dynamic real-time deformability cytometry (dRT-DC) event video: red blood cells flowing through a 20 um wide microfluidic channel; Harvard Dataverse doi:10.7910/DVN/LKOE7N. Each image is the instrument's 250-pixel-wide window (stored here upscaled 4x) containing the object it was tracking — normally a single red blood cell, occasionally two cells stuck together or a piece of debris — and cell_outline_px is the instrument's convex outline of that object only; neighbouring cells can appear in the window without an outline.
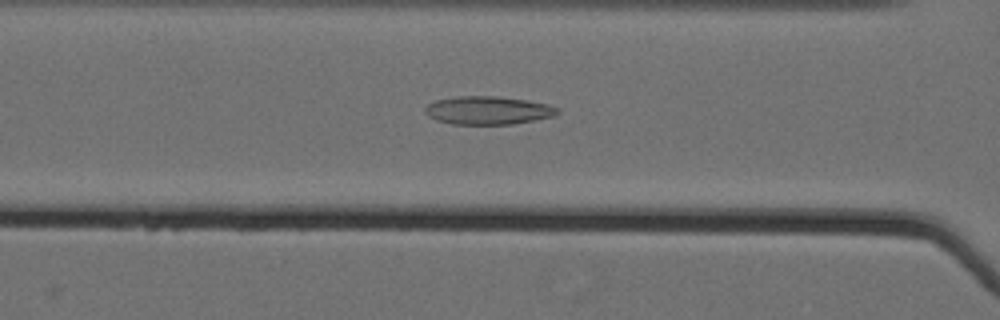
{"species": "Egyptian fruit bat (a non-hibernating species)", "species_latin": "Rousettus aegyptiacus", "temperature_condition": "cold", "stored_images_in_passage": 61, "camera_frame_rate_fps": 3000, "um_per_image_px": 0.085, "animal": {"sex": "female"}, "frame": {"image": 1, "passage_image": 30, "time_ms": 9.667, "image_size_px": [1000, 320], "cell_outline_px": [[560, 112], [556, 116], [512, 124], [452, 124], [436, 120], [428, 116], [424, 112], [424, 108], [428, 104], [436, 100], [456, 96], [496, 96], [524, 100], [548, 104], [560, 108]], "centroid_in_image_um": [41.48, 9.38], "position_along_channel_um": 125.1, "area_um2": 21.85}}
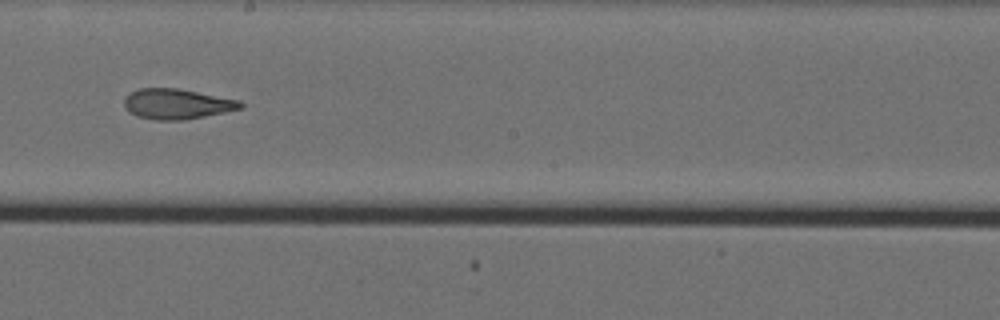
{"frame": {"image": 2, "passage_image": 39, "time_ms": 12.667, "image_size_px": [1000, 320], "cell_outline_px": [[244, 108], [184, 120], [156, 120], [136, 116], [124, 104], [124, 96], [140, 88], [176, 88], [240, 100], [244, 104]], "centroid_in_image_um": [15.06, 8.83], "position_along_channel_um": 233.1, "area_um2": 20.35}}
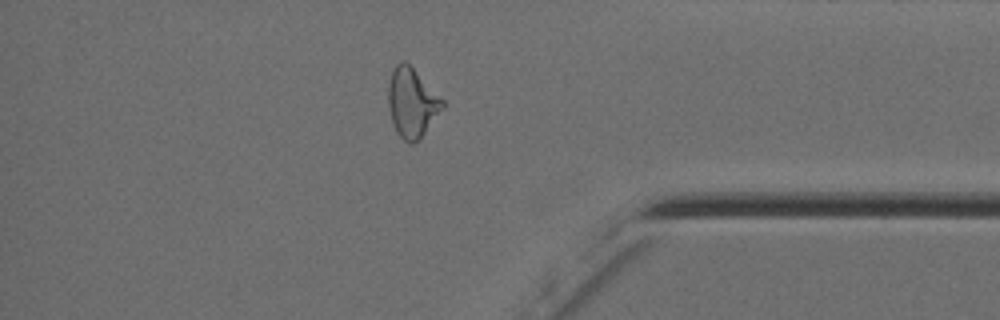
{"frame": {"image": 3, "passage_image": 54, "time_ms": 17.667, "image_size_px": [1000, 320], "cell_outline_px": [[444, 108], [420, 140], [412, 144], [408, 144], [396, 132], [392, 124], [388, 108], [388, 84], [392, 68], [400, 60], [404, 60], [444, 100]], "centroid_in_image_um": [35.0, 8.76], "position_along_channel_um": 400.2, "area_um2": 22.14}, "authors_computed_cell_mechanics": {"area_um2": 22.4264, "velocity_mm_per_s": 3.5926, "shape_relaxation_time_tau1_ms": null, "shape_relaxation_time_tau2_ms": 2.8957, "deformation_change_tau1": null, "deformation_change_tau2": 0.1255}}